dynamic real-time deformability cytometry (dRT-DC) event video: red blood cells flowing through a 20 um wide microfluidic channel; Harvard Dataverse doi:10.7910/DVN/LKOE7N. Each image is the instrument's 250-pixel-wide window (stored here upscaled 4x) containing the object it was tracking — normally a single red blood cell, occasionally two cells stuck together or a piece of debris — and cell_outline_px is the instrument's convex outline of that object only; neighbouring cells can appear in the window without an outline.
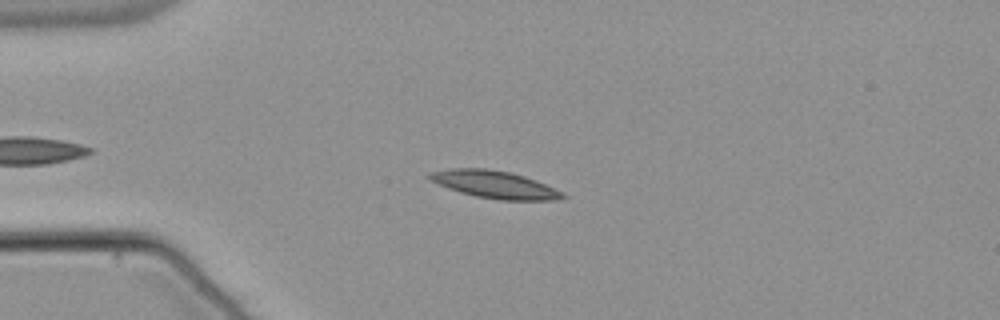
{"species": "common noctule bat (a hibernating species)", "species_latin": "Nyctalus noctula", "temperature_condition": "warm", "stored_images_in_passage": 45, "camera_frame_rate_fps": 3000, "um_per_image_px": 0.085, "animal": {"sex": "male", "body_mass_g": 21.5, "forearm_length_mm": 52.0}, "frame": {"image": 1, "passage_image": 9, "time_ms": 2.667, "image_size_px": [1000, 320], "cell_outline_px": [[568, 196], [560, 200], [500, 200], [476, 196], [460, 192], [448, 188], [424, 176], [432, 172], [452, 168], [484, 168], [508, 172], [524, 176], [536, 180]], "centroid_in_image_um": [42.04, 15.69], "position_along_channel_um": 43.0, "area_um2": 20.98}}
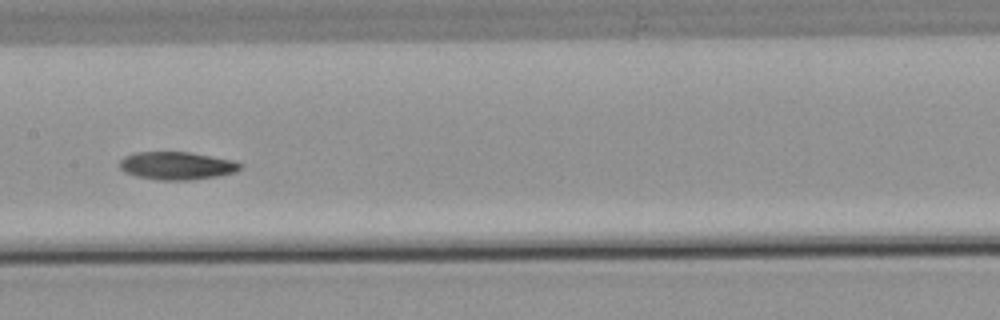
{"frame": {"image": 2, "passage_image": 23, "time_ms": 7.333, "image_size_px": [1000, 320], "cell_outline_px": [[244, 168], [236, 172], [220, 176], [192, 180], [160, 180], [136, 176], [124, 172], [120, 168], [120, 160], [124, 156], [136, 152], [188, 152], [236, 160], [244, 164]], "centroid_in_image_um": [15.1, 14.09], "position_along_channel_um": 192.3, "area_um2": 19.94}}
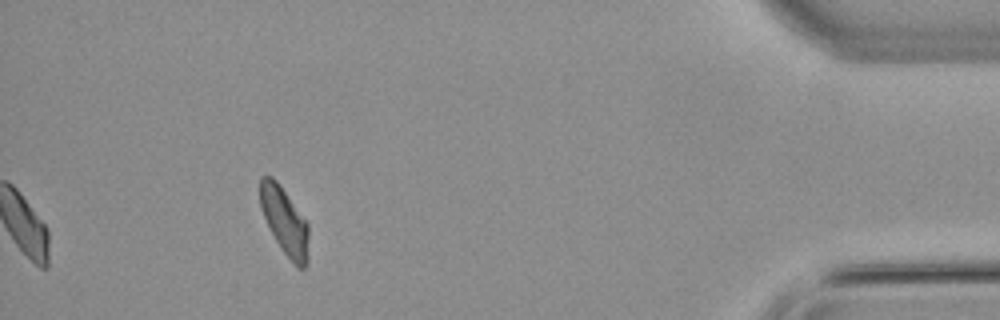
{"frame": {"image": 3, "passage_image": 45, "time_ms": 14.667, "image_size_px": [1000, 320], "cell_outline_px": [[308, 260], [304, 268], [296, 268], [284, 252], [276, 240], [264, 216], [260, 204], [260, 176], [272, 176], [280, 184], [308, 224]], "centroid_in_image_um": [24.2, 18.8], "position_along_channel_um": 411.0, "area_um2": 18.79}}